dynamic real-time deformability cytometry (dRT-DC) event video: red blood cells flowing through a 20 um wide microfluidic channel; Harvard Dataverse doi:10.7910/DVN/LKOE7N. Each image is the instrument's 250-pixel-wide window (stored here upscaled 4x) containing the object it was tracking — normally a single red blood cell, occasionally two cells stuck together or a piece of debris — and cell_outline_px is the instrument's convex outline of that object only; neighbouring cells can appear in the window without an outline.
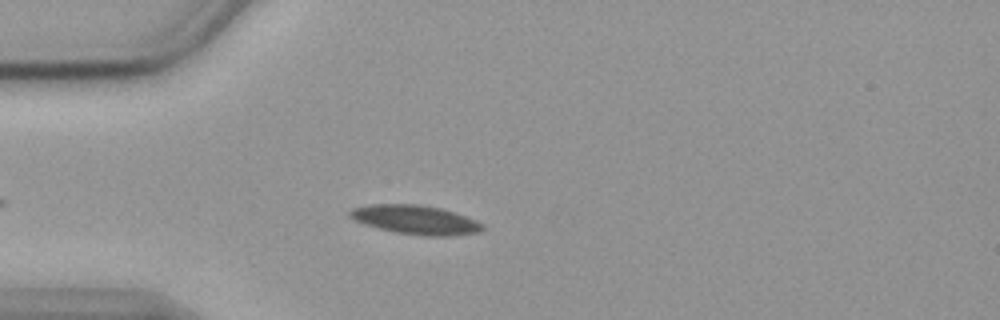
{"species": "common noctule bat (a hibernating species)", "species_latin": "Nyctalus noctula", "temperature_condition": "cold", "stored_images_in_passage": 46, "camera_frame_rate_fps": 3000, "um_per_image_px": 0.085, "animal": {"sex": "female", "body_mass_g": 19.9}, "frame": {"image": 1, "passage_image": 8, "time_ms": 2.333, "image_size_px": [1000, 320], "cell_outline_px": [[484, 228], [480, 232], [452, 236], [424, 236], [396, 232], [364, 224], [348, 216], [348, 212], [352, 208], [372, 204], [420, 204], [440, 208], [476, 220], [484, 224]], "centroid_in_image_um": [35.33, 18.68], "position_along_channel_um": 49.7, "area_um2": 22.37}}
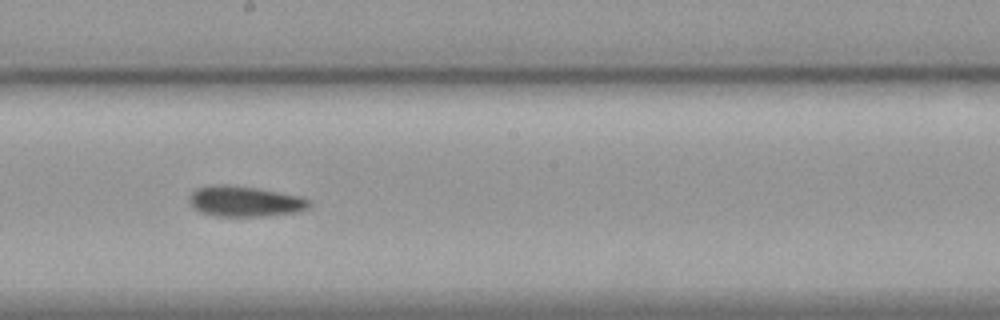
{"frame": {"image": 2, "passage_image": 24, "time_ms": 7.667, "image_size_px": [1000, 320], "cell_outline_px": [[312, 204], [308, 208], [300, 212], [264, 216], [212, 216], [200, 212], [192, 208], [188, 204], [188, 196], [196, 188], [212, 184], [224, 184], [260, 188], [304, 196]], "centroid_in_image_um": [20.8, 17.11], "position_along_channel_um": 227.4, "area_um2": 22.02}}
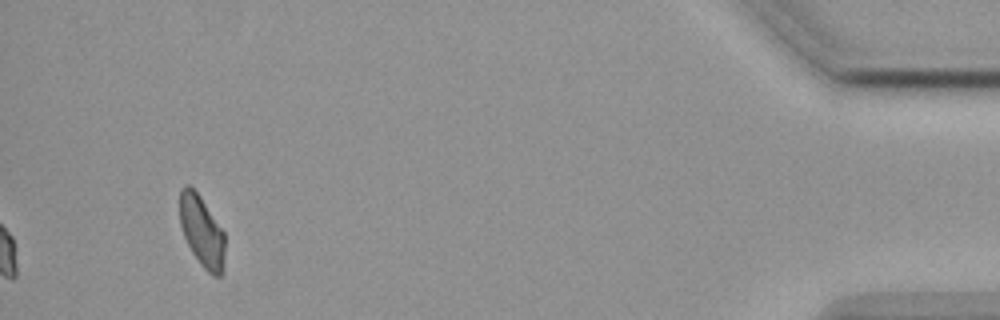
{"frame": {"image": 3, "passage_image": 46, "time_ms": 15.0, "image_size_px": [1000, 320], "cell_outline_px": [[224, 272], [220, 276], [212, 276], [200, 264], [192, 252], [184, 236], [180, 224], [180, 188], [184, 184], [188, 184], [200, 196], [224, 232]], "centroid_in_image_um": [17.16, 19.68], "position_along_channel_um": 418.0, "area_um2": 18.67}, "authors_computed_cell_mechanics": {"area_um2": 21.0681, "velocity_mm_per_s": 3.5697, "shape_relaxation_time_tau1_ms": 4.0832, "shape_relaxation_time_tau2_ms": 5.9542, "deformation_change_tau1": 0.1184, "deformation_change_tau2": 0.1455}}